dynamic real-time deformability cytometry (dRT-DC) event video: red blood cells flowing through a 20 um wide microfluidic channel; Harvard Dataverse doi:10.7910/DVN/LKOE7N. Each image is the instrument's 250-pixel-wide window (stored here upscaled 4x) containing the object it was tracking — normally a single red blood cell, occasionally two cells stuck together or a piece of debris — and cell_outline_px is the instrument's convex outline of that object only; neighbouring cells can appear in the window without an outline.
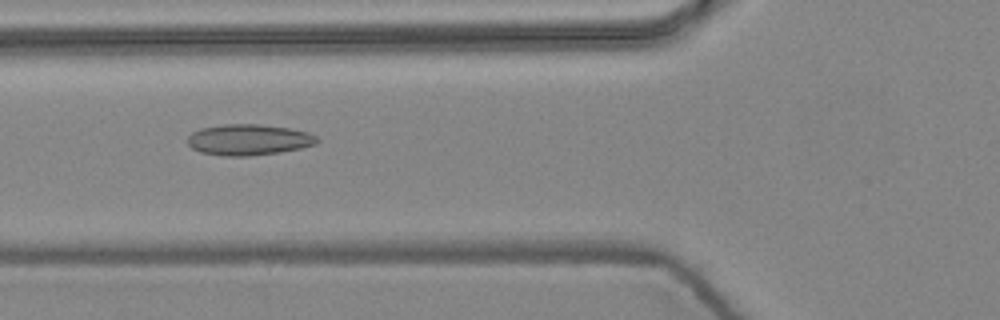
{"species": "common noctule bat (a hibernating species)", "species_latin": "Nyctalus noctula", "temperature_condition": "warm", "stored_images_in_passage": 8, "camera_frame_rate_fps": 3000, "um_per_image_px": 0.085, "animal": {"sex": "female", "body_mass_g": 24.6, "forearm_length_mm": 56.2}, "frame": {"image": 1, "passage_image": 5, "time_ms": 1.333, "image_size_px": [1000, 320], "cell_outline_px": [[320, 140], [316, 144], [300, 148], [280, 152], [248, 156], [220, 156], [200, 152], [192, 148], [188, 144], [188, 136], [192, 132], [200, 128], [224, 124], [256, 124], [288, 128], [308, 132], [316, 136]], "centroid_in_image_um": [21.12, 11.88], "position_along_channel_um": 104.7, "area_um2": 23.41}}
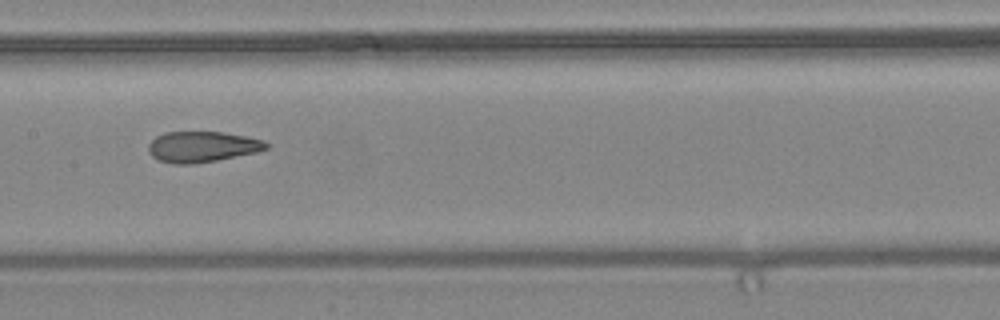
{"frame": {"image": 2, "passage_image": 7, "time_ms": 2.0, "image_size_px": [1000, 320], "cell_outline_px": [[272, 144], [268, 148], [256, 152], [216, 160], [192, 164], [172, 164], [160, 160], [152, 156], [148, 152], [148, 144], [156, 136], [164, 132], [224, 132], [264, 140]], "centroid_in_image_um": [17.19, 12.47], "position_along_channel_um": 190.2, "area_um2": 21.15}}
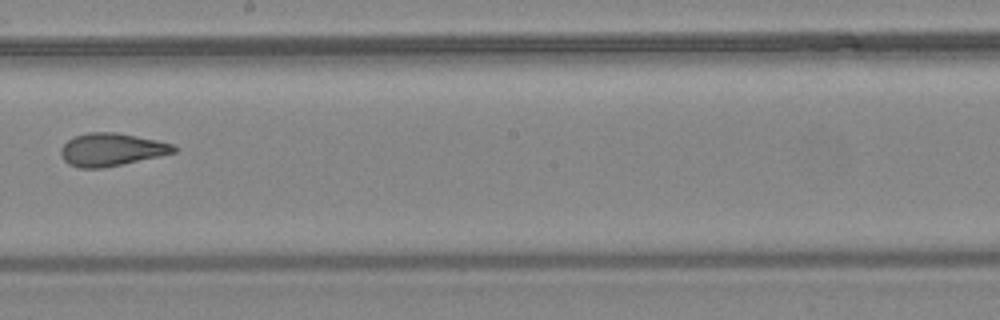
{"frame": {"image": 3, "passage_image": 8, "time_ms": 2.333, "image_size_px": [1000, 320], "cell_outline_px": [[180, 148], [176, 152], [160, 156], [104, 168], [80, 168], [68, 164], [64, 160], [60, 152], [60, 148], [68, 140], [76, 136], [88, 132], [116, 132], [156, 140], [172, 144]], "centroid_in_image_um": [9.48, 12.72], "position_along_channel_um": 238.7, "area_um2": 21.62}}